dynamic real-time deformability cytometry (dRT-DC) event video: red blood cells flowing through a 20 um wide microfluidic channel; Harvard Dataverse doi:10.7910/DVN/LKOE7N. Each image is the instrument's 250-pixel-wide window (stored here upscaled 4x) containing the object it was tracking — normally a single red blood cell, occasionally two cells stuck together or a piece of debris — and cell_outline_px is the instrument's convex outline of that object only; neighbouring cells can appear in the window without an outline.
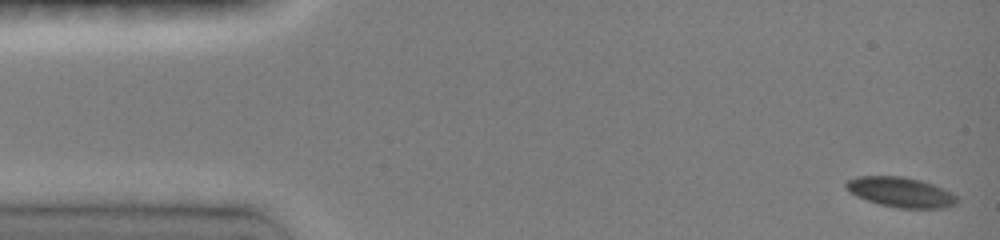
{"species": "common noctule bat (a hibernating species)", "species_latin": "Nyctalus noctula", "temperature_condition": "room temperature", "stored_images_in_passage": 7, "camera_frame_rate_fps": 3000, "um_per_image_px": 0.085, "animal": {"sex": "female", "body_mass_g": 19.0, "forearm_length_mm": 51.5}, "frame": {"image": 1, "passage_image": 1, "time_ms": 0.0, "image_size_px": [1000, 240], "cell_outline_px": [[960, 200], [956, 204], [944, 208], [896, 208], [880, 204], [856, 196], [848, 192], [844, 188], [844, 184], [848, 180], [856, 176], [904, 176], [920, 180], [944, 188], [952, 192]], "centroid_in_image_um": [76.56, 16.33], "position_along_channel_um": 8.4, "area_um2": 19.65}}
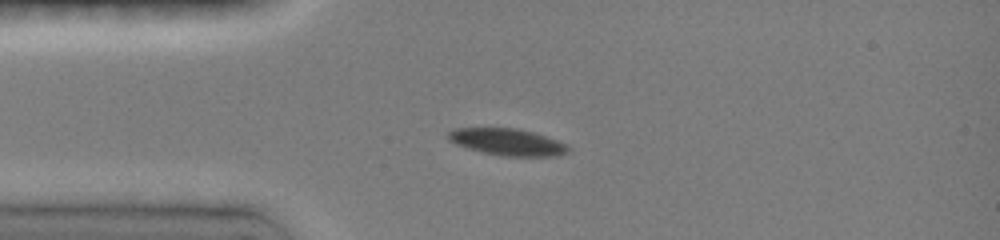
{"frame": {"image": 2, "passage_image": 6, "time_ms": 3.333, "image_size_px": [1000, 240], "cell_outline_px": [[572, 148], [568, 152], [556, 156], [500, 156], [468, 148], [456, 144], [448, 140], [448, 132], [456, 128], [516, 128], [532, 132], [568, 144]], "centroid_in_image_um": [43.15, 12.07], "position_along_channel_um": 41.8, "area_um2": 18.67}}